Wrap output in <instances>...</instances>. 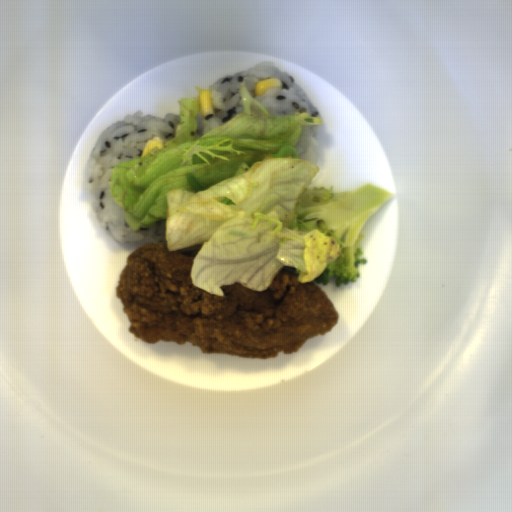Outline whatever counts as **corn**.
<instances>
[{
  "label": "corn",
  "mask_w": 512,
  "mask_h": 512,
  "mask_svg": "<svg viewBox=\"0 0 512 512\" xmlns=\"http://www.w3.org/2000/svg\"><path fill=\"white\" fill-rule=\"evenodd\" d=\"M197 99L199 100V113L203 117H207L214 113L213 98L211 90L201 89L198 92Z\"/></svg>",
  "instance_id": "51d56268"
},
{
  "label": "corn",
  "mask_w": 512,
  "mask_h": 512,
  "mask_svg": "<svg viewBox=\"0 0 512 512\" xmlns=\"http://www.w3.org/2000/svg\"><path fill=\"white\" fill-rule=\"evenodd\" d=\"M281 87H283V85L280 79H277L275 77H268L264 80L257 82L255 86L254 95L255 97L262 96L267 90L278 89Z\"/></svg>",
  "instance_id": "f1292c28"
},
{
  "label": "corn",
  "mask_w": 512,
  "mask_h": 512,
  "mask_svg": "<svg viewBox=\"0 0 512 512\" xmlns=\"http://www.w3.org/2000/svg\"><path fill=\"white\" fill-rule=\"evenodd\" d=\"M163 144L165 143L162 138H160L159 136H154L153 138L147 141L142 151L141 158H143L149 151H151L155 147L159 148L160 150L163 149Z\"/></svg>",
  "instance_id": "5cfa1b94"
}]
</instances>
